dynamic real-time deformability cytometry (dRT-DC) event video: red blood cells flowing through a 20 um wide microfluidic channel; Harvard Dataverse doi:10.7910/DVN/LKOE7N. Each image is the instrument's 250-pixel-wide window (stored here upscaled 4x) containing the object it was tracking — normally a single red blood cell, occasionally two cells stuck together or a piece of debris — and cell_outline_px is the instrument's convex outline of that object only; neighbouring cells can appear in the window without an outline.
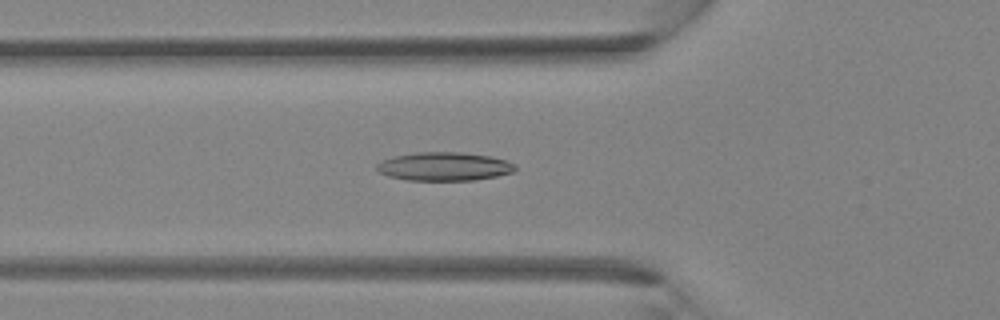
{"species": "Egyptian fruit bat (a non-hibernating species)", "species_latin": "Rousettus aegyptiacus", "temperature_condition": "room temperature", "stored_images_in_passage": 31, "camera_frame_rate_fps": 3000, "um_per_image_px": 0.085, "animal": {"sex": "female"}, "frame": {"image": 1, "passage_image": 5, "time_ms": 1.333, "image_size_px": [1000, 320], "cell_outline_px": [[516, 168], [512, 172], [496, 176], [472, 180], [408, 180], [388, 176], [380, 172], [376, 168], [376, 164], [380, 160], [392, 156], [416, 152], [460, 152], [492, 156], [508, 160], [516, 164]], "centroid_in_image_um": [37.75, 14.13], "position_along_channel_um": 88.1, "area_um2": 23.18}}
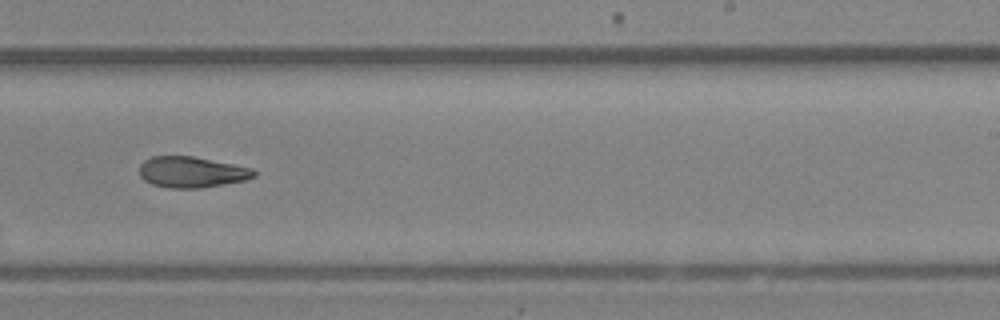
{"frame": {"image": 2, "passage_image": 16, "time_ms": 5.0, "image_size_px": [1000, 320], "cell_outline_px": [[256, 176], [244, 180], [200, 188], [168, 188], [152, 184], [144, 180], [140, 176], [140, 164], [144, 160], [152, 156], [192, 156], [252, 168], [256, 172]], "centroid_in_image_um": [16.26, 14.63], "position_along_channel_um": 272.7, "area_um2": 20.52}}
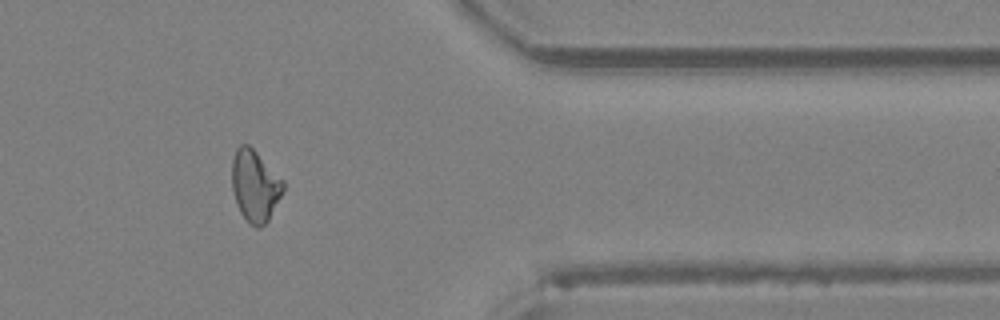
{"frame": {"image": 3, "passage_image": 24, "time_ms": 7.667, "image_size_px": [1000, 320], "cell_outline_px": [[284, 188], [268, 220], [260, 228], [256, 228], [248, 224], [240, 212], [236, 204], [232, 188], [232, 160], [236, 148], [240, 144], [248, 144], [284, 180]], "centroid_in_image_um": [21.65, 15.8], "position_along_channel_um": 389.8, "area_um2": 21.33}}